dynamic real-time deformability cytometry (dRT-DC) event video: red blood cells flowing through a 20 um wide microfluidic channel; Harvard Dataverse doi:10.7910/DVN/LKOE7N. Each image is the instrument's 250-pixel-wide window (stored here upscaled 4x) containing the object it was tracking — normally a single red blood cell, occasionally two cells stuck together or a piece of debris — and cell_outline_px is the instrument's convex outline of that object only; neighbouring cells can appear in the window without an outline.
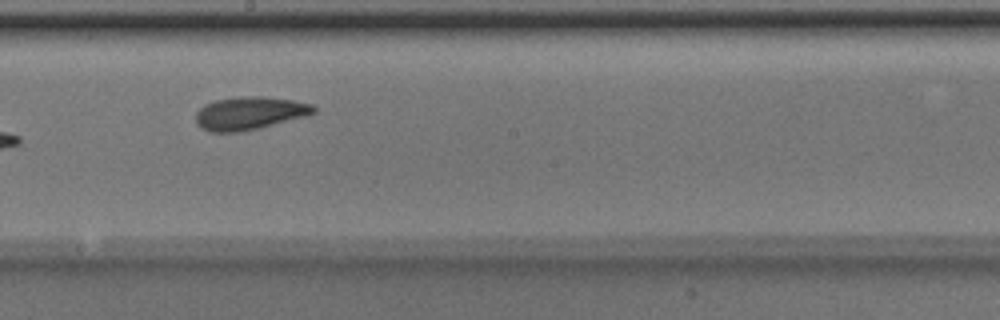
{"species": "Egyptian fruit bat (a non-hibernating species)", "species_latin": "Rousettus aegyptiacus", "temperature_condition": "room temperature", "stored_images_in_passage": 13, "camera_frame_rate_fps": 3000, "um_per_image_px": 0.085, "animal": {"sex": "male"}, "frame": {"image": 1, "passage_image": 8, "time_ms": 2.333, "image_size_px": [1000, 320], "cell_outline_px": [[316, 112], [308, 116], [260, 128], [240, 132], [208, 132], [200, 128], [196, 124], [196, 112], [204, 104], [216, 100], [240, 96], [264, 96], [292, 100], [312, 104], [316, 108]], "centroid_in_image_um": [21.21, 9.63], "position_along_channel_um": 227.0, "area_um2": 23.0}}
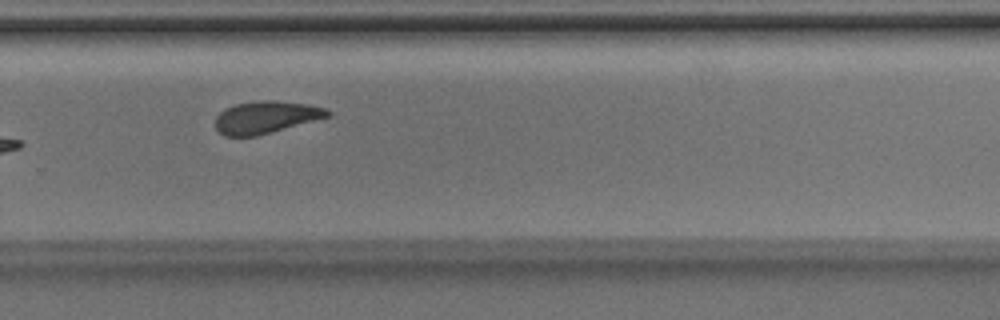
{"frame": {"image": 2, "passage_image": 10, "time_ms": 3.0, "image_size_px": [1000, 320], "cell_outline_px": [[332, 116], [256, 136], [224, 136], [216, 128], [216, 116], [224, 108], [236, 104], [264, 100], [276, 100], [308, 104], [324, 108], [332, 112]], "centroid_in_image_um": [22.62, 9.96], "position_along_channel_um": 307.2, "area_um2": 21.1}}
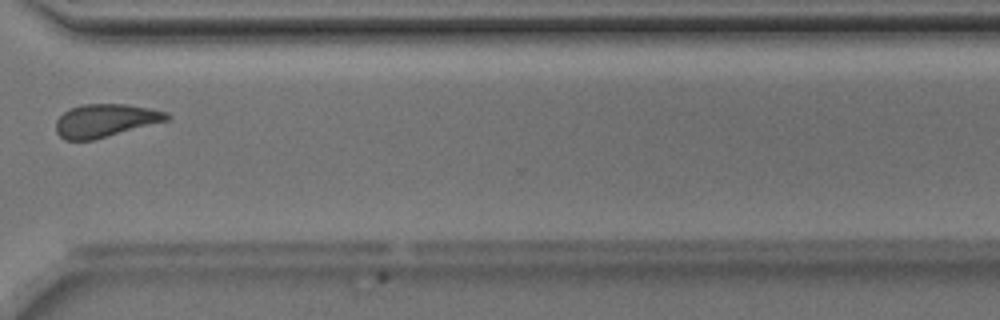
{"frame": {"image": 3, "passage_image": 11, "time_ms": 3.333, "image_size_px": [1000, 320], "cell_outline_px": [[172, 120], [92, 140], [64, 140], [56, 132], [56, 120], [64, 112], [72, 108], [84, 104], [124, 104], [148, 108], [168, 112], [172, 116]], "centroid_in_image_um": [9.01, 10.25], "position_along_channel_um": 361.6, "area_um2": 21.44}}